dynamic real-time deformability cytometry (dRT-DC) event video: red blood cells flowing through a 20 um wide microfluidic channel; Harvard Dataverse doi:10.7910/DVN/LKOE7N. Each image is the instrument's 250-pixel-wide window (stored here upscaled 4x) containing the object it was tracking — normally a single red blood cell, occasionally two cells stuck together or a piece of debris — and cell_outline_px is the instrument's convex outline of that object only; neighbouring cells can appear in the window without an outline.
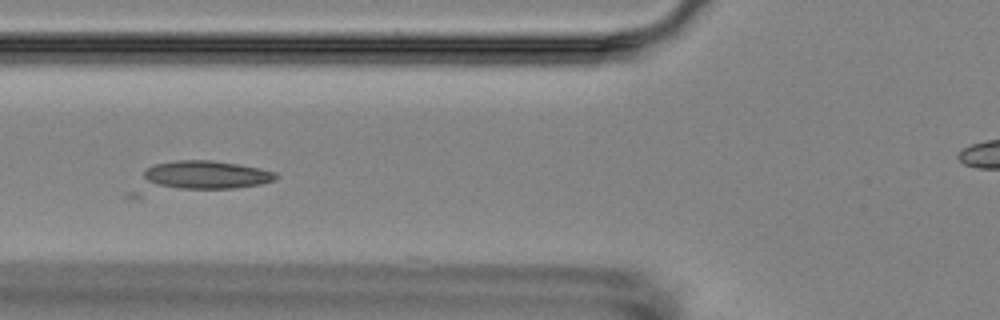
{"species": "Egyptian fruit bat (a non-hibernating species)", "species_latin": "Rousettus aegyptiacus", "temperature_condition": "room temperature", "stored_images_in_passage": 6, "camera_frame_rate_fps": 3000, "um_per_image_px": 0.085, "animal": {"sex": "female"}, "frame": {"image": 1, "passage_image": 6, "time_ms": 5.667, "image_size_px": [1000, 320], "cell_outline_px": [[276, 180], [260, 184], [236, 188], [132, 200], [124, 196], [124, 192], [144, 168], [152, 164], [176, 160], [212, 160], [240, 164], [260, 168], [276, 172]], "centroid_in_image_um": [16.51, 15.15], "position_along_channel_um": 109.3, "area_um2": 28.78}}